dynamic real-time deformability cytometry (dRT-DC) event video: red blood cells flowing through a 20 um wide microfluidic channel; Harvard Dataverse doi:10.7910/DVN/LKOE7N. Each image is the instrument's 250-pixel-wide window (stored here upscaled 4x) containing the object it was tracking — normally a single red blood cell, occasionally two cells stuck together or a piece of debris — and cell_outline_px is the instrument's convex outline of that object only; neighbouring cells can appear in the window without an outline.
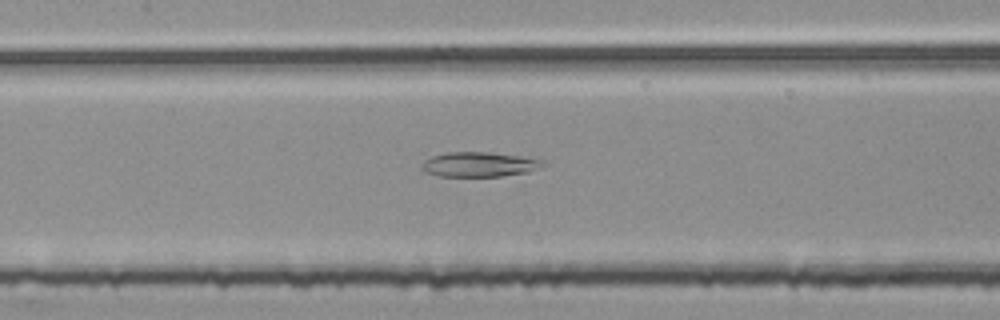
{"species": "common noctule bat (a hibernating species)", "species_latin": "Nyctalus noctula", "temperature_condition": "room temperature", "stored_images_in_passage": 39, "camera_frame_rate_fps": 3000, "um_per_image_px": 0.085, "animal": {"sex": "female", "body_mass_g": 25.1}, "frame": {"image": 1, "passage_image": 10, "time_ms": 3.0, "image_size_px": [1000, 320], "cell_outline_px": [[548, 164], [528, 172], [500, 176], [436, 176], [424, 172], [420, 168], [420, 164], [424, 160], [432, 156], [448, 152], [492, 152], [540, 156]], "centroid_in_image_um": [40.84, 13.95], "position_along_channel_um": 166.6, "area_um2": 18.26}}
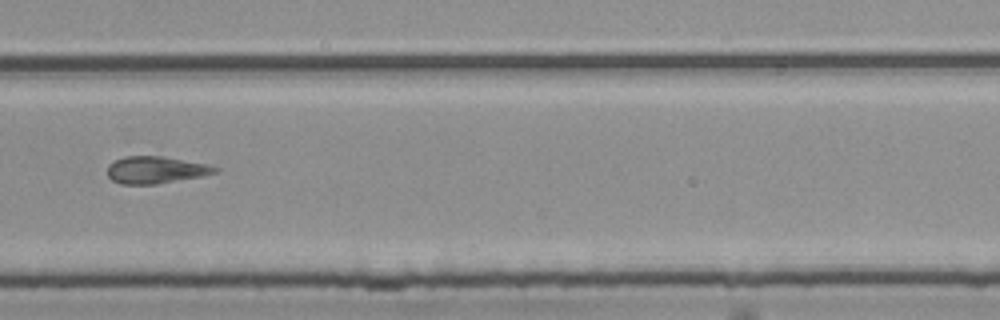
{"frame": {"image": 2, "passage_image": 22, "time_ms": 7.0, "image_size_px": [1000, 320], "cell_outline_px": [[220, 168], [216, 172], [204, 176], [156, 184], [120, 184], [112, 180], [108, 176], [108, 164], [124, 156], [160, 156], [208, 164]], "centroid_in_image_um": [13.24, 14.45], "position_along_channel_um": 316.6, "area_um2": 16.99}}
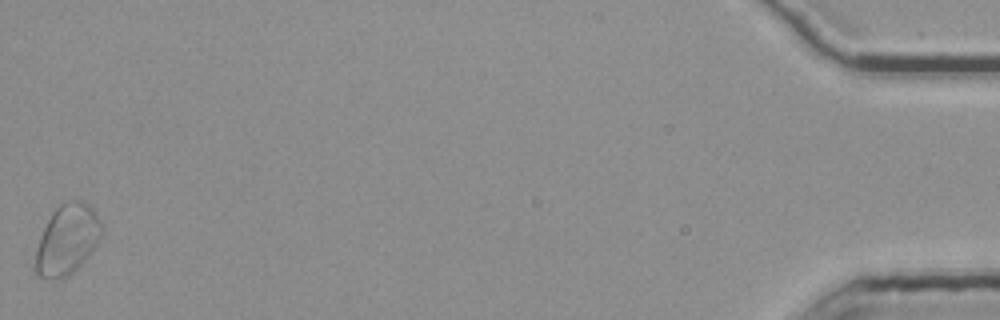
{"frame": {"image": 3, "passage_image": 39, "time_ms": 12.667, "image_size_px": [1000, 320], "cell_outline_px": [[104, 232], [88, 256], [72, 272], [64, 276], [36, 276], [32, 268], [36, 248], [40, 236], [52, 212], [60, 204], [72, 200], [84, 200], [92, 208], [100, 220], [104, 228]], "centroid_in_image_um": [5.7, 20.32], "position_along_channel_um": 429.5, "area_um2": 26.88}}